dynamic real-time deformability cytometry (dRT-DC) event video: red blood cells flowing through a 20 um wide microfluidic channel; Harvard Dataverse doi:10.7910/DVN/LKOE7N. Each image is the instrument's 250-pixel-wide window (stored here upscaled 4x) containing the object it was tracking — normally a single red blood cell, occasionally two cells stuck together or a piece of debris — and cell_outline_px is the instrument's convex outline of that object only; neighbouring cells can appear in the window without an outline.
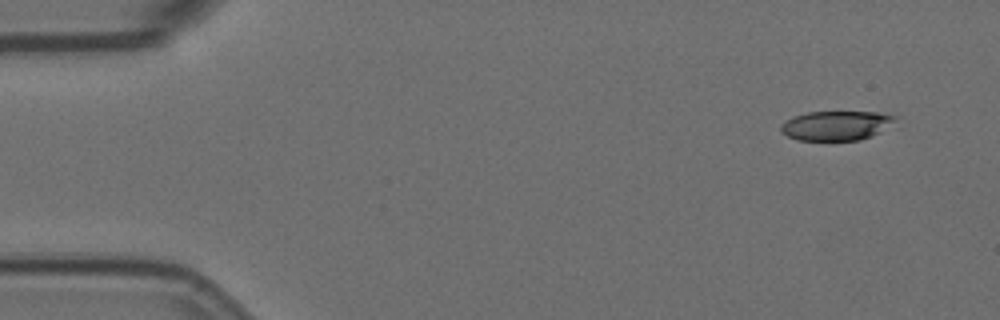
{"species": "Egyptian fruit bat (a non-hibernating species)", "species_latin": "Rousettus aegyptiacus", "temperature_condition": "room temperature", "stored_images_in_passage": 14, "camera_frame_rate_fps": 3000, "um_per_image_px": 0.085, "animal": {"sex": "female"}, "frame": {"image": 1, "passage_image": 1, "time_ms": 0.0, "image_size_px": [1000, 320], "cell_outline_px": [[900, 116], [896, 120], [880, 132], [872, 136], [860, 140], [796, 140], [780, 132], [780, 124], [796, 116], [808, 112], [880, 112]], "centroid_in_image_um": [71.11, 10.67], "position_along_channel_um": 13.9, "area_um2": 19.65}}
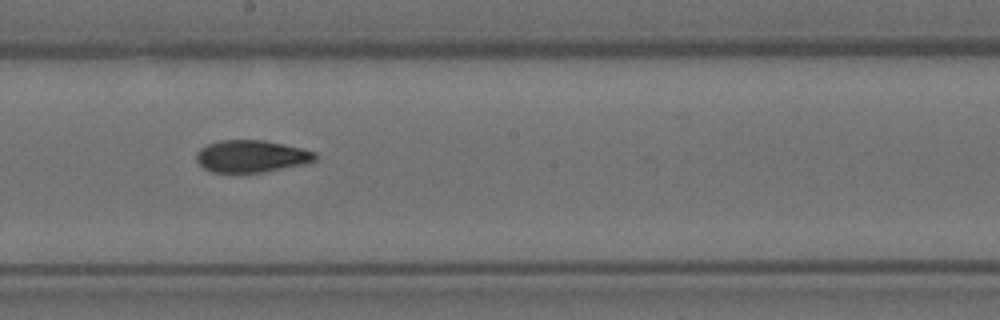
{"frame": {"image": 2, "passage_image": 8, "time_ms": 2.333, "image_size_px": [1000, 320], "cell_outline_px": [[316, 160], [304, 164], [264, 172], [212, 172], [204, 168], [196, 160], [196, 152], [200, 148], [208, 144], [220, 140], [264, 140], [300, 148], [316, 152]], "centroid_in_image_um": [21.35, 13.28], "position_along_channel_um": 226.8, "area_um2": 22.14}}
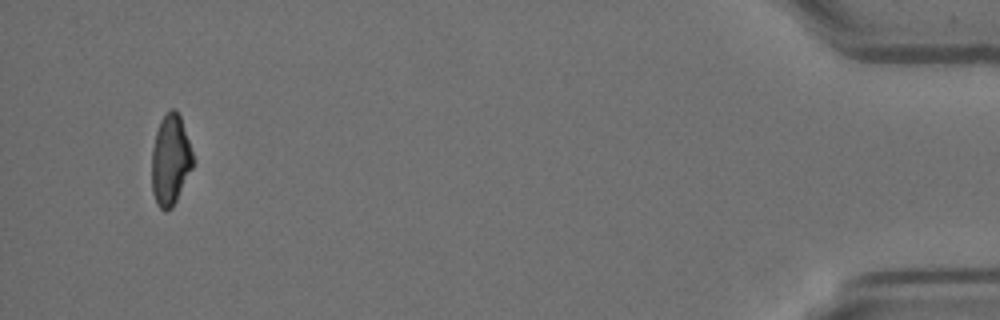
{"frame": {"image": 3, "passage_image": 14, "time_ms": 4.333, "image_size_px": [1000, 320], "cell_outline_px": [[196, 160], [172, 208], [164, 212], [156, 204], [152, 192], [152, 148], [156, 132], [160, 120], [172, 108], [176, 108], [180, 116]], "centroid_in_image_um": [14.49, 13.61], "position_along_channel_um": 420.7, "area_um2": 21.91}}